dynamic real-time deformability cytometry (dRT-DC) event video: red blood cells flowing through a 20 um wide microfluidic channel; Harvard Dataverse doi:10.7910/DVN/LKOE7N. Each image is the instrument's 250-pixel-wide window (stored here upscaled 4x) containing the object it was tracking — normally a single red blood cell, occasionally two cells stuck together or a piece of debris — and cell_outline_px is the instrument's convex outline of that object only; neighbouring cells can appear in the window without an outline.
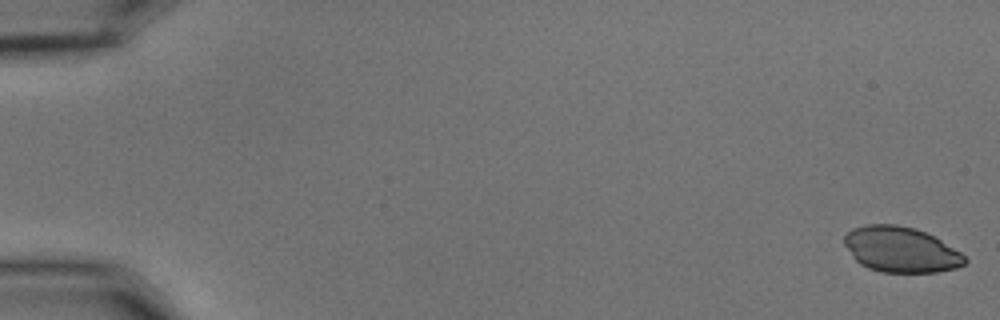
{"species": "common noctule bat (a hibernating species)", "species_latin": "Nyctalus noctula", "temperature_condition": "cold", "stored_images_in_passage": 56, "camera_frame_rate_fps": 3000, "um_per_image_px": 0.085, "animal": {"sex": "male", "body_mass_g": 15.6}, "frame": {"image": 1, "passage_image": 1, "time_ms": 0.0, "image_size_px": [1000, 320], "cell_outline_px": [[968, 260], [964, 264], [956, 268], [936, 272], [880, 272], [868, 268], [860, 264], [852, 256], [844, 244], [844, 236], [852, 228], [868, 224], [896, 224], [916, 228], [940, 240], [960, 252]], "centroid_in_image_um": [76.55, 21.21], "position_along_channel_um": 8.5, "area_um2": 31.85}}